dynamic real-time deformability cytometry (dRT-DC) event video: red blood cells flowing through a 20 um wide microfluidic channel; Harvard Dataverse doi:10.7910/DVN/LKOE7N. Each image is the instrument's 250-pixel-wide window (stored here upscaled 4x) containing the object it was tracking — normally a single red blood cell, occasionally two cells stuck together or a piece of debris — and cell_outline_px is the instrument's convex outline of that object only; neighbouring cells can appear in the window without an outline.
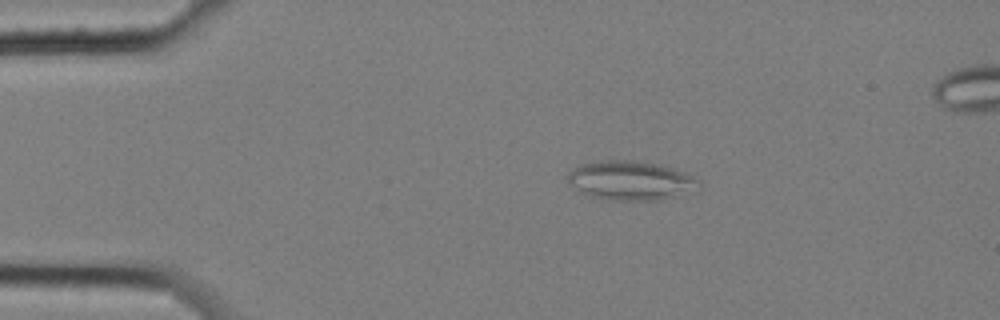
{"species": "common noctule bat (a hibernating species)", "species_latin": "Nyctalus noctula", "temperature_condition": "cold", "stored_images_in_passage": 5, "camera_frame_rate_fps": 3000, "um_per_image_px": 0.085, "animal": {"sex": "female", "body_mass_g": 25.1}, "frame": {"image": 1, "passage_image": 2, "time_ms": 0.333, "image_size_px": [1000, 320], "cell_outline_px": [[700, 184], [676, 196], [660, 200], [604, 200], [588, 196], [580, 192], [568, 184], [568, 172], [580, 164], [604, 160], [632, 160], [656, 164], [692, 176]], "centroid_in_image_um": [53.46, 15.35], "position_along_channel_um": 31.5, "area_um2": 29.42}}